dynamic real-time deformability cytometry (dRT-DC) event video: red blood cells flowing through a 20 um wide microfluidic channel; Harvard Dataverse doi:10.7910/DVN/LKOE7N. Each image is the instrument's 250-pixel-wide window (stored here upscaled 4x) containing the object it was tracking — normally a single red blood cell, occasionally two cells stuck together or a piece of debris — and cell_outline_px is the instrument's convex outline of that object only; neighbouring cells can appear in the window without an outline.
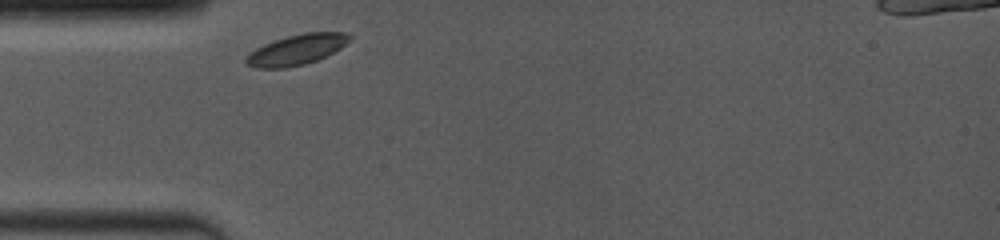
{"species": "common noctule bat (a hibernating species)", "species_latin": "Nyctalus noctula", "temperature_condition": "room temperature", "stored_images_in_passage": 11, "camera_frame_rate_fps": 4000, "um_per_image_px": 0.085, "animal": {"sex": "female", "body_mass_g": 19.0, "forearm_length_mm": 53.3}, "frame": {"image": 1, "passage_image": 1, "time_ms": 0.0, "image_size_px": [1000, 240], "cell_outline_px": [[352, 36], [340, 48], [316, 60], [304, 64], [284, 68], [256, 68], [248, 64], [244, 60], [256, 48], [264, 44], [288, 36], [304, 32], [348, 32]], "centroid_in_image_um": [25.22, 4.21], "position_along_channel_um": 59.8, "area_um2": 17.92}}
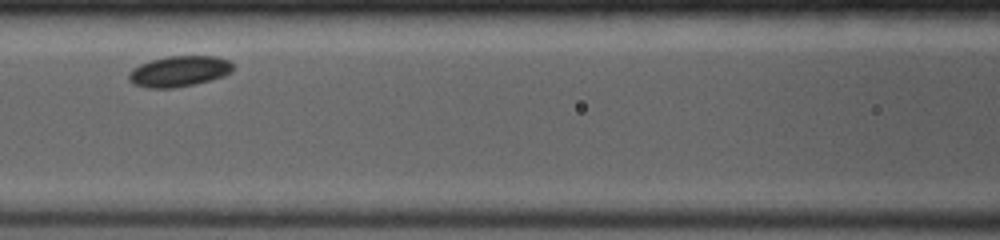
{"frame": {"image": 2, "passage_image": 7, "time_ms": 2.5, "image_size_px": [1000, 240], "cell_outline_px": [[232, 72], [224, 76], [196, 84], [176, 88], [148, 88], [132, 84], [128, 80], [128, 76], [140, 64], [152, 60], [168, 56], [216, 56], [228, 60], [232, 64]], "centroid_in_image_um": [15.25, 6.07], "position_along_channel_um": 151.4, "area_um2": 18.61}}
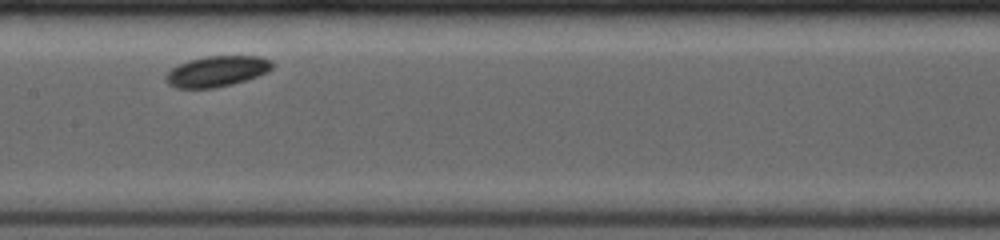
{"frame": {"image": 3, "passage_image": 10, "time_ms": 3.5, "image_size_px": [1000, 240], "cell_outline_px": [[272, 68], [256, 76], [232, 84], [212, 88], [176, 88], [168, 84], [164, 80], [164, 76], [172, 68], [188, 60], [208, 56], [260, 56], [272, 60]], "centroid_in_image_um": [18.39, 6.06], "position_along_channel_um": 189.0, "area_um2": 18.84}}